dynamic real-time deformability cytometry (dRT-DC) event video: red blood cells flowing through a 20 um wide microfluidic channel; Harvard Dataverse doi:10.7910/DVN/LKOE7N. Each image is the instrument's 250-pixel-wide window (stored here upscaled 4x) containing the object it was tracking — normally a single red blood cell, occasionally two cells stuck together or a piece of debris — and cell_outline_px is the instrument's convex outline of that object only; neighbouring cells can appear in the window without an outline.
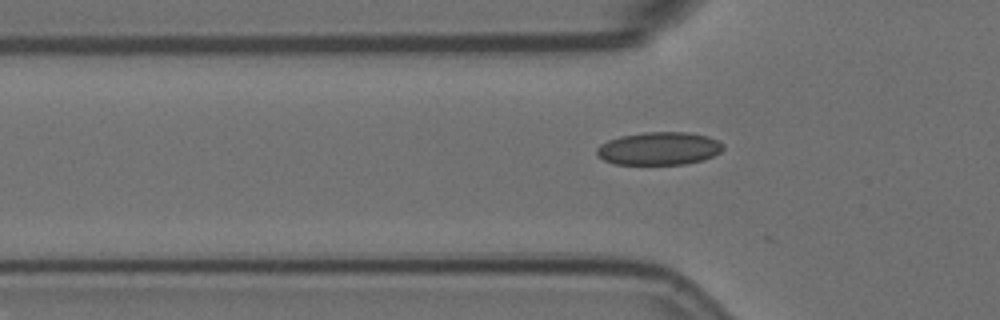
{"species": "Egyptian fruit bat (a non-hibernating species)", "species_latin": "Rousettus aegyptiacus", "temperature_condition": "room temperature", "stored_images_in_passage": 2, "camera_frame_rate_fps": 3000, "um_per_image_px": 0.085, "animal": {"sex": "female"}, "frame": {"image": 1, "passage_image": 2, "time_ms": 0.333, "image_size_px": [1000, 320], "cell_outline_px": [[724, 148], [720, 152], [712, 156], [700, 160], [684, 164], [616, 164], [604, 160], [596, 152], [596, 148], [600, 144], [608, 140], [620, 136], [644, 132], [688, 132], [708, 136], [724, 144]], "centroid_in_image_um": [56.01, 12.61], "position_along_channel_um": 69.8, "area_um2": 24.16}}